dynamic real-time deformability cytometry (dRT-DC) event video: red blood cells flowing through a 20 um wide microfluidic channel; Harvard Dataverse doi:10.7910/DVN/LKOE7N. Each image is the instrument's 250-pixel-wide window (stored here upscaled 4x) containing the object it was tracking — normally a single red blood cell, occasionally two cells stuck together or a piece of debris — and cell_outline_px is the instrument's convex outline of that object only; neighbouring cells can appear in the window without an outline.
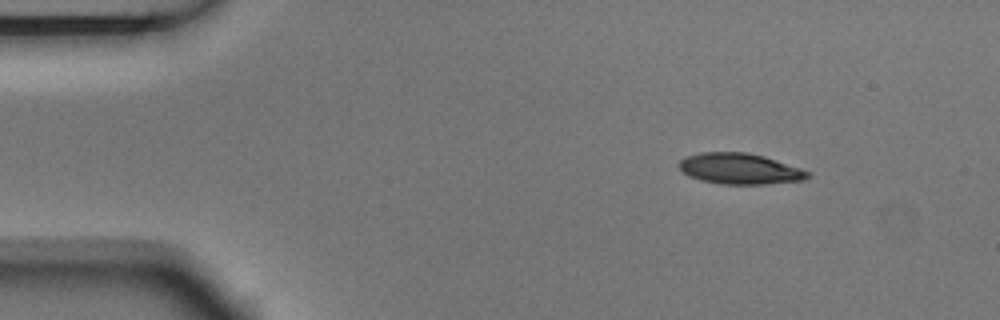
{"species": "Egyptian fruit bat (a non-hibernating species)", "species_latin": "Rousettus aegyptiacus", "temperature_condition": "room temperature", "stored_images_in_passage": 3, "camera_frame_rate_fps": 3000, "um_per_image_px": 0.085, "animal": {"sex": "male"}, "frame": {"image": 1, "passage_image": 1, "time_ms": 0.0, "image_size_px": [1000, 320], "cell_outline_px": [[812, 176], [804, 180], [764, 184], [720, 184], [700, 180], [688, 176], [676, 164], [684, 156], [700, 152], [748, 152], [764, 156], [800, 168], [808, 172]], "centroid_in_image_um": [62.84, 14.34], "position_along_channel_um": 22.2, "area_um2": 23.29}}